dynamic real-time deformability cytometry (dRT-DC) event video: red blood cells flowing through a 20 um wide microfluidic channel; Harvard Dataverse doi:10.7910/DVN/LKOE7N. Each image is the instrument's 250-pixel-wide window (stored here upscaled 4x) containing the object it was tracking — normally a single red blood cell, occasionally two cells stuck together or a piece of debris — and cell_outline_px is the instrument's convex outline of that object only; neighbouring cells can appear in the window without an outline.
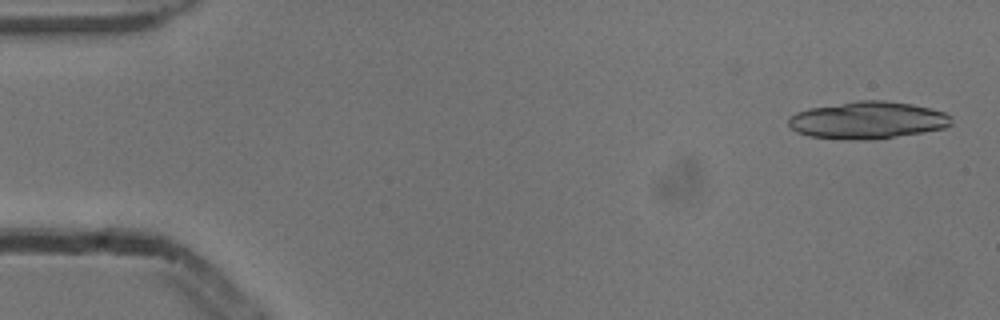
{"species": "common noctule bat (a hibernating species)", "species_latin": "Nyctalus noctula", "temperature_condition": "cold", "stored_images_in_passage": 5, "camera_frame_rate_fps": 3000, "um_per_image_px": 0.085, "animal": {"sex": "male", "body_mass_g": 13.3}, "frame": {"image": 1, "passage_image": 1, "time_ms": 0.0, "image_size_px": [1000, 320], "cell_outline_px": [[952, 124], [944, 128], [872, 140], [848, 140], [808, 136], [796, 132], [788, 124], [788, 120], [796, 112], [808, 108], [856, 100], [884, 100], [912, 104], [932, 108], [944, 112], [952, 116]], "centroid_in_image_um": [73.74, 10.21], "position_along_channel_um": 11.3, "area_um2": 35.55}}